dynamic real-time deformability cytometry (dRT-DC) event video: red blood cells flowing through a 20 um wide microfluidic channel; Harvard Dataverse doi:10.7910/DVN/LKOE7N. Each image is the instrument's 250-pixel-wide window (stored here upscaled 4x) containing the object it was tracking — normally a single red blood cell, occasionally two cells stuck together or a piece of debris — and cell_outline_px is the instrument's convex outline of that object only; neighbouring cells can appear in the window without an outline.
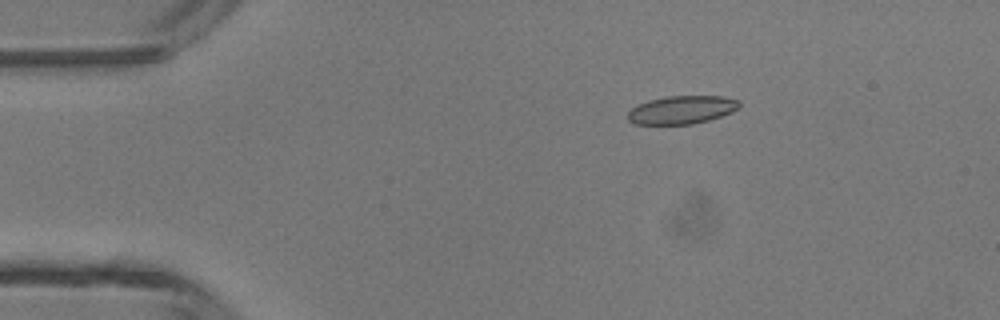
{"species": "common noctule bat (a hibernating species)", "species_latin": "Nyctalus noctula", "temperature_condition": "room temperature", "stored_images_in_passage": 40, "camera_frame_rate_fps": 3000, "um_per_image_px": 0.085, "animal": {"sex": "male", "body_mass_g": 13.3}, "frame": {"image": 1, "passage_image": 1, "time_ms": 0.0, "image_size_px": [1000, 320], "cell_outline_px": [[740, 108], [732, 112], [708, 120], [692, 124], [636, 124], [628, 120], [628, 112], [632, 108], [648, 100], [664, 96], [724, 96], [740, 100]], "centroid_in_image_um": [57.98, 9.32], "position_along_channel_um": 27.0, "area_um2": 18.32}}
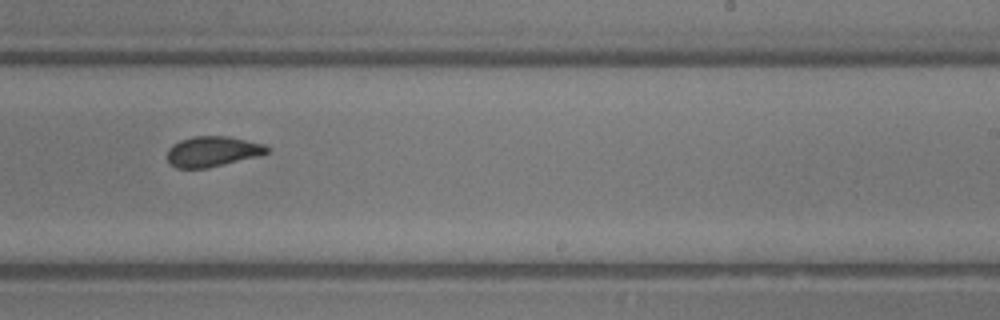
{"frame": {"image": 2, "passage_image": 22, "time_ms": 7.0, "image_size_px": [1000, 320], "cell_outline_px": [[268, 152], [256, 156], [208, 168], [176, 168], [168, 164], [168, 148], [172, 144], [180, 140], [192, 136], [228, 136], [264, 144], [268, 148]], "centroid_in_image_um": [18.0, 12.87], "position_along_channel_um": 271.0, "area_um2": 17.57}}
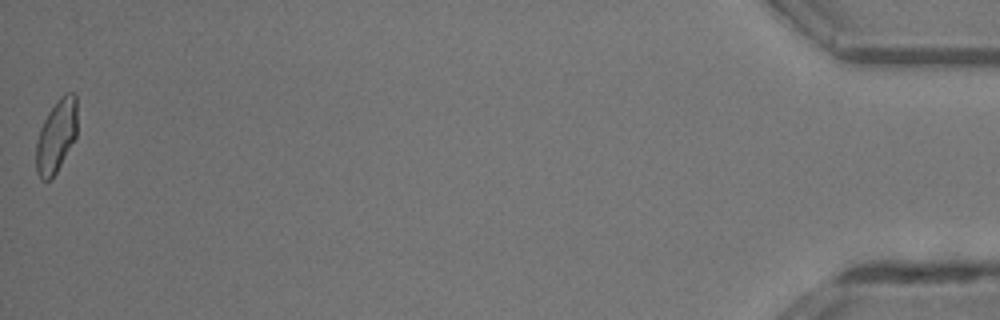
{"frame": {"image": 3, "passage_image": 40, "time_ms": 13.0, "image_size_px": [1000, 320], "cell_outline_px": [[76, 136], [56, 172], [48, 180], [40, 180], [36, 172], [36, 140], [40, 128], [48, 112], [60, 96], [64, 92], [76, 92]], "centroid_in_image_um": [4.77, 11.53], "position_along_channel_um": 430.4, "area_um2": 17.4}, "authors_computed_cell_mechanics": {"area_um2": 18.2937, "velocity_mm_per_s": 4.3691, "shape_relaxation_time_tau1_ms": 7.5431, "shape_relaxation_time_tau2_ms": 1.1311, "deformation_change_tau1": 0.1534, "deformation_change_tau2": 0.0612}}